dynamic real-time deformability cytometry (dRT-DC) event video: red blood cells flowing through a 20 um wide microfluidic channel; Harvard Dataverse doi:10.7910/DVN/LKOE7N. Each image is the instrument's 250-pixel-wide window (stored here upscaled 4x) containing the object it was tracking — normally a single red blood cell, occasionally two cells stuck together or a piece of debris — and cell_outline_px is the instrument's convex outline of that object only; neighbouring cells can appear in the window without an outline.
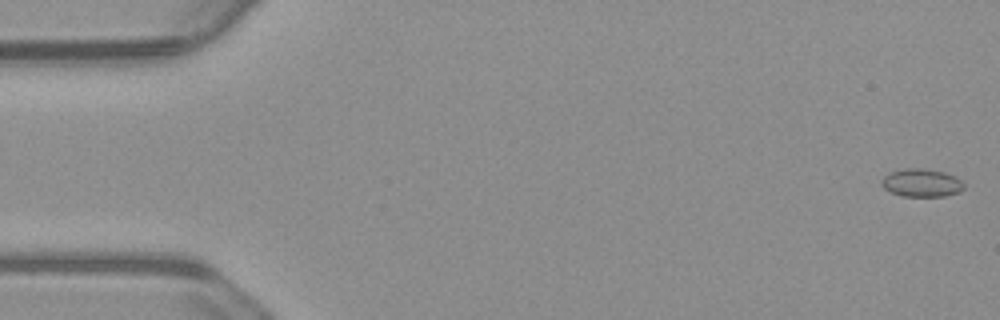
{"species": "common noctule bat (a hibernating species)", "species_latin": "Nyctalus noctula", "temperature_condition": "warm", "stored_images_in_passage": 55, "camera_frame_rate_fps": 3000, "um_per_image_px": 0.085, "animal": {"sex": "male", "body_mass_g": 23.1, "forearm_length_mm": 52.7}, "frame": {"image": 1, "passage_image": 1, "time_ms": 0.0, "image_size_px": [1000, 320], "cell_outline_px": [[964, 188], [960, 192], [944, 196], [900, 196], [884, 188], [880, 184], [880, 180], [888, 172], [904, 168], [924, 168], [944, 172], [956, 176], [964, 184]], "centroid_in_image_um": [78.31, 15.53], "position_along_channel_um": 6.7, "area_um2": 13.64}}
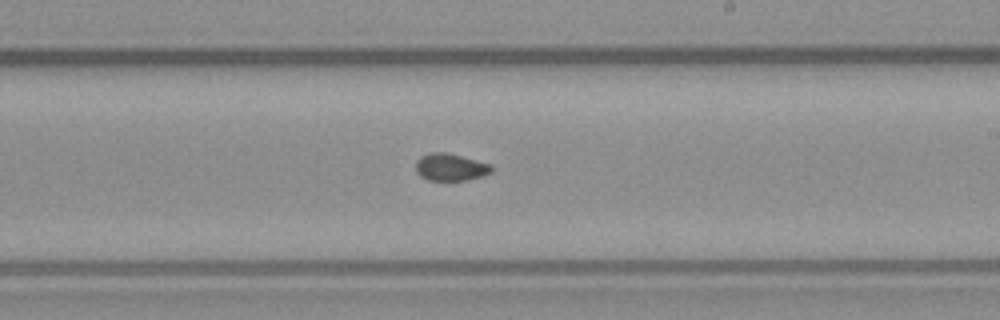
{"frame": {"image": 2, "passage_image": 32, "time_ms": 10.333, "image_size_px": [1000, 320], "cell_outline_px": [[496, 168], [492, 172], [484, 176], [468, 180], [428, 180], [420, 176], [416, 172], [416, 160], [420, 156], [432, 152], [448, 152], [492, 164]], "centroid_in_image_um": [38.34, 14.2], "position_along_channel_um": 250.7, "area_um2": 12.37}}
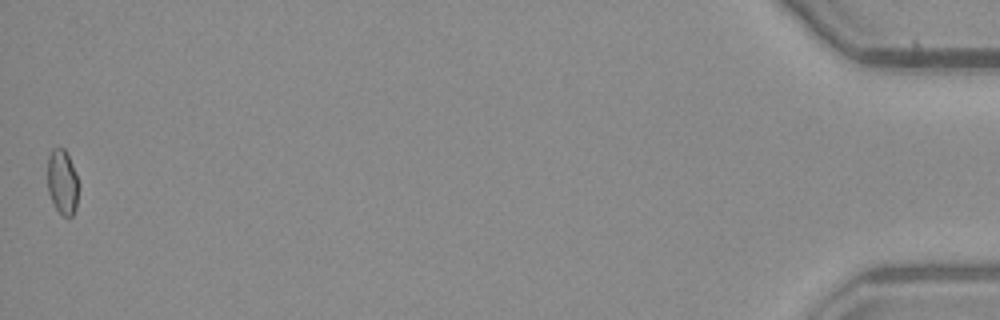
{"frame": {"image": 3, "passage_image": 55, "time_ms": 18.0, "image_size_px": [1000, 320], "cell_outline_px": [[80, 184], [76, 208], [72, 216], [64, 216], [56, 208], [48, 192], [48, 156], [52, 148], [64, 148], [72, 164]], "centroid_in_image_um": [5.32, 15.47], "position_along_channel_um": 429.9, "area_um2": 11.79}, "authors_computed_cell_mechanics": {"area_um2": 12.1958, "velocity_mm_per_s": 3.7278, "shape_relaxation_time_tau1_ms": null, "shape_relaxation_time_tau2_ms": 2.3208, "deformation_change_tau1": null, "deformation_change_tau2": 0.0476}}